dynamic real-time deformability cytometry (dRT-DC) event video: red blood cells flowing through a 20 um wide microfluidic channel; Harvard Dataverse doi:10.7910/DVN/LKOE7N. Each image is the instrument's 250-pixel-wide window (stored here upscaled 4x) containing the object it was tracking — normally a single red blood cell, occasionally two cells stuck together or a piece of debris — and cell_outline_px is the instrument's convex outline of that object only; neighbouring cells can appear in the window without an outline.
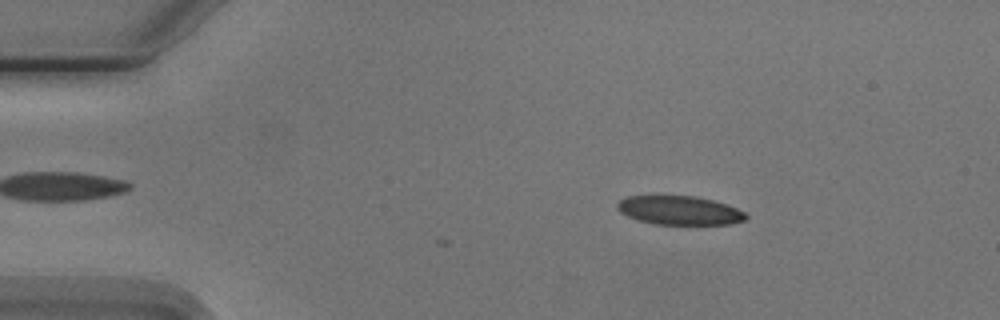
{"species": "Egyptian fruit bat (a non-hibernating species)", "species_latin": "Rousettus aegyptiacus", "temperature_condition": "cold", "stored_images_in_passage": 4, "camera_frame_rate_fps": 3000, "um_per_image_px": 0.085, "animal": {"sex": "male"}, "frame": {"image": 1, "passage_image": 2, "time_ms": 1.333, "image_size_px": [1000, 320], "cell_outline_px": [[748, 216], [744, 220], [728, 224], [656, 224], [640, 220], [628, 216], [620, 212], [616, 208], [616, 204], [620, 200], [628, 196], [696, 196], [712, 200], [736, 208], [744, 212]], "centroid_in_image_um": [57.73, 17.88], "position_along_channel_um": 27.3, "area_um2": 21.33}}